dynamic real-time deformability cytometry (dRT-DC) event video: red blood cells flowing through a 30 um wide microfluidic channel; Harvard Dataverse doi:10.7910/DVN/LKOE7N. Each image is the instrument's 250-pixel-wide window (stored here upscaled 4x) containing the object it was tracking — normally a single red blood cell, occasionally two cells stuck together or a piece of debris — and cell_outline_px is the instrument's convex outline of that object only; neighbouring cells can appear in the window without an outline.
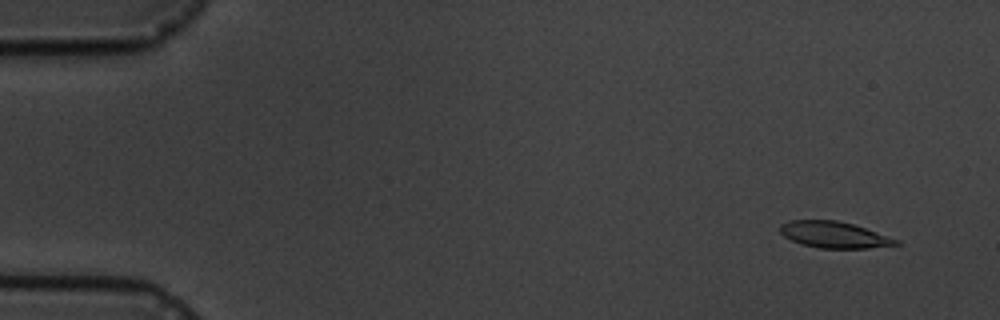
{"species": "common noctule bat (a hibernating species)", "species_latin": "Nyctalus noctula", "temperature_condition": "cold", "stored_images_in_passage": 5, "camera_frame_rate_fps": 3000, "um_per_image_px": 0.085, "animal": {"sex": "male", "body_mass_g": 19.5, "forearm_length_mm": 54.6}, "frame": {"image": 1, "passage_image": 1, "time_ms": 0.0, "image_size_px": [1000, 320], "cell_outline_px": [[900, 244], [868, 248], [820, 248], [800, 244], [784, 236], [780, 232], [780, 224], [792, 220], [836, 220], [852, 224], [900, 240]], "centroid_in_image_um": [70.88, 19.95], "position_along_channel_um": 14.1, "area_um2": 17.63}}